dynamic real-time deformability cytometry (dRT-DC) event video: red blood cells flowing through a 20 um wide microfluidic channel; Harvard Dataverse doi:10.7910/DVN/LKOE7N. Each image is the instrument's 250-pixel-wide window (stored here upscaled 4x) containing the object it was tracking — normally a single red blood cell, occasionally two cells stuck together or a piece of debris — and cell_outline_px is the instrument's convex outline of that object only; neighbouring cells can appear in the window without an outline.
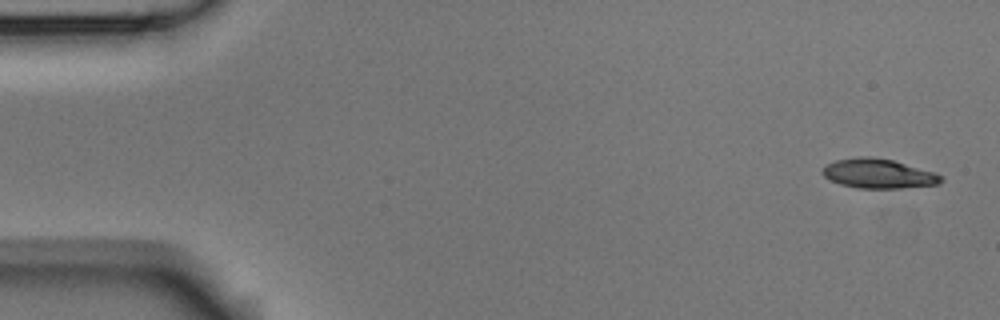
{"species": "Egyptian fruit bat (a non-hibernating species)", "species_latin": "Rousettus aegyptiacus", "temperature_condition": "room temperature", "stored_images_in_passage": 5, "camera_frame_rate_fps": 3000, "um_per_image_px": 0.085, "animal": {"sex": "male"}, "frame": {"image": 1, "passage_image": 1, "time_ms": 0.0, "image_size_px": [1000, 320], "cell_outline_px": [[944, 180], [940, 184], [904, 188], [856, 188], [840, 184], [824, 176], [820, 172], [828, 164], [836, 160], [860, 156], [868, 156], [892, 160], [936, 172], [944, 176]], "centroid_in_image_um": [74.72, 14.76], "position_along_channel_um": 10.3, "area_um2": 20.46}}